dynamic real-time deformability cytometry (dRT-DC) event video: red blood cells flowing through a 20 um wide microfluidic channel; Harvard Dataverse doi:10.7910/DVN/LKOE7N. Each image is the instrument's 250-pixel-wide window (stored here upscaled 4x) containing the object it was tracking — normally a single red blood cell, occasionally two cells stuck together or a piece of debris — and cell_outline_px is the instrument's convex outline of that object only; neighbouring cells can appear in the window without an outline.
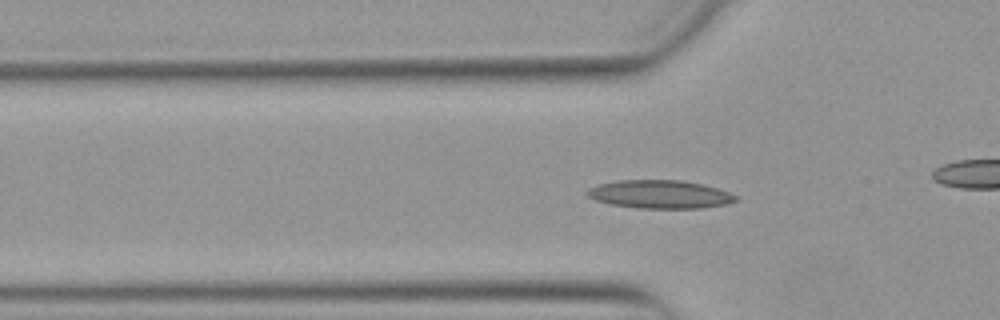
{"species": "Egyptian fruit bat (a non-hibernating species)", "species_latin": "Rousettus aegyptiacus", "temperature_condition": "warm", "stored_images_in_passage": 34, "camera_frame_rate_fps": 3000, "um_per_image_px": 0.085, "animal": {"sex": "female"}, "frame": {"image": 1, "passage_image": 9, "time_ms": 2.667, "image_size_px": [1000, 320], "cell_outline_px": [[740, 200], [724, 204], [700, 208], [640, 208], [612, 204], [596, 200], [588, 196], [584, 192], [588, 188], [600, 184], [620, 180], [680, 180], [704, 184], [728, 192], [736, 196]], "centroid_in_image_um": [56.09, 16.51], "position_along_channel_um": 69.7, "area_um2": 24.28}}
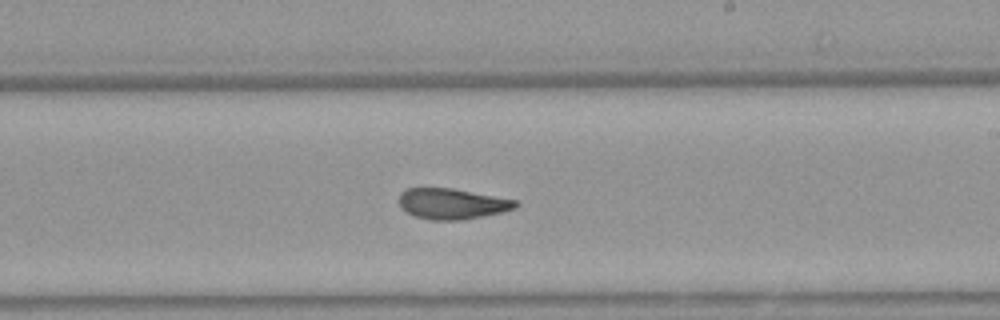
{"frame": {"image": 2, "passage_image": 23, "time_ms": 7.333, "image_size_px": [1000, 320], "cell_outline_px": [[520, 204], [516, 208], [500, 212], [460, 220], [428, 220], [412, 216], [400, 208], [396, 200], [400, 192], [408, 188], [452, 188], [516, 200]], "centroid_in_image_um": [38.33, 17.32], "position_along_channel_um": 250.7, "area_um2": 21.04}}
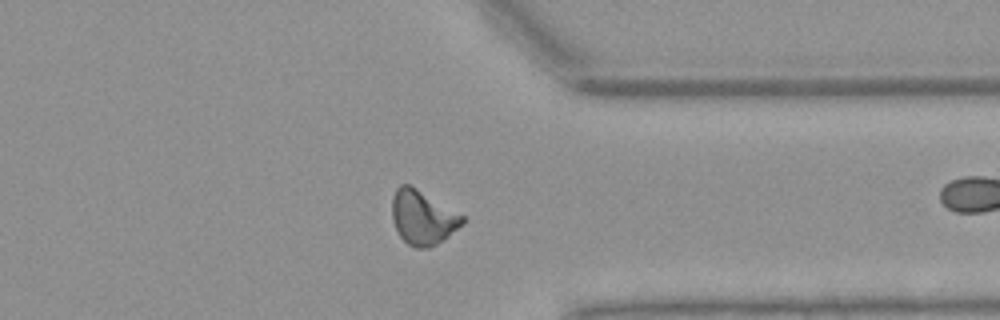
{"frame": {"image": 3, "passage_image": 33, "time_ms": 10.667, "image_size_px": [1000, 320], "cell_outline_px": [[464, 224], [448, 236], [436, 244], [428, 248], [416, 248], [408, 244], [400, 236], [392, 220], [392, 196], [396, 188], [400, 184], [408, 184], [416, 188], [464, 216]], "centroid_in_image_um": [35.91, 18.49], "position_along_channel_um": 375.5, "area_um2": 22.02}}